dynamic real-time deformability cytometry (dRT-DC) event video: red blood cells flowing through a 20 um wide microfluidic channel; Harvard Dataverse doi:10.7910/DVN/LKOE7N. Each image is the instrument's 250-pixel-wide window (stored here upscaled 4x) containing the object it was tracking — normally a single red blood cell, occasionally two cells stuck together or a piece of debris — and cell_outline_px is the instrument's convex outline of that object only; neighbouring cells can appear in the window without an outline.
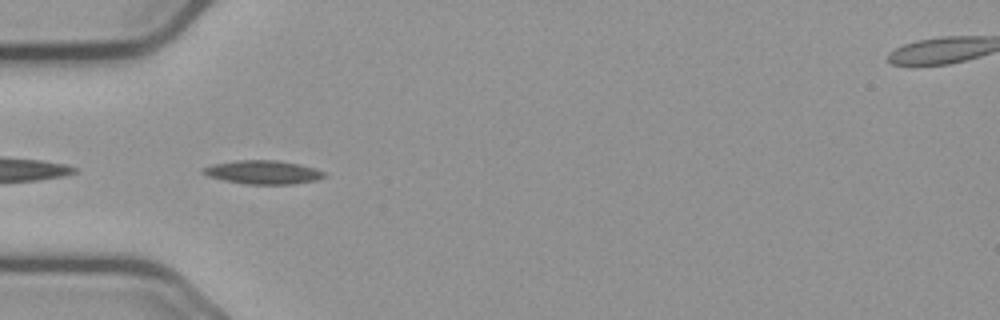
{"species": "common noctule bat (a hibernating species)", "species_latin": "Nyctalus noctula", "temperature_condition": "cold", "stored_images_in_passage": 40, "camera_frame_rate_fps": 3000, "um_per_image_px": 0.085, "animal": {"sex": "male", "body_mass_g": 23.1, "forearm_length_mm": 52.7}, "frame": {"image": 1, "passage_image": 1, "time_ms": 0.0, "image_size_px": [1000, 320], "cell_outline_px": [[328, 176], [316, 180], [292, 184], [244, 184], [224, 180], [208, 176], [200, 172], [200, 168], [212, 164], [236, 160], [276, 160], [300, 164], [316, 168], [324, 172]], "centroid_in_image_um": [22.34, 14.63], "position_along_channel_um": 62.7, "area_um2": 16.88}}
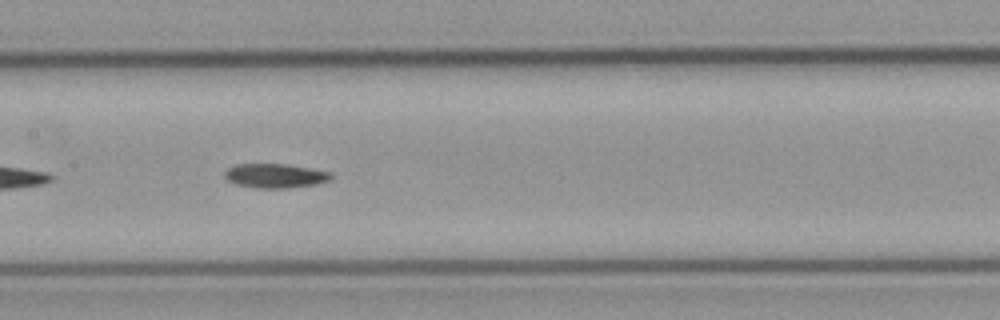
{"frame": {"image": 2, "passage_image": 11, "time_ms": 3.333, "image_size_px": [1000, 320], "cell_outline_px": [[332, 180], [316, 184], [288, 188], [256, 188], [236, 184], [228, 180], [224, 176], [224, 172], [228, 168], [236, 164], [284, 164], [312, 168], [332, 172]], "centroid_in_image_um": [23.42, 14.94], "position_along_channel_um": 184.0, "area_um2": 15.14}}
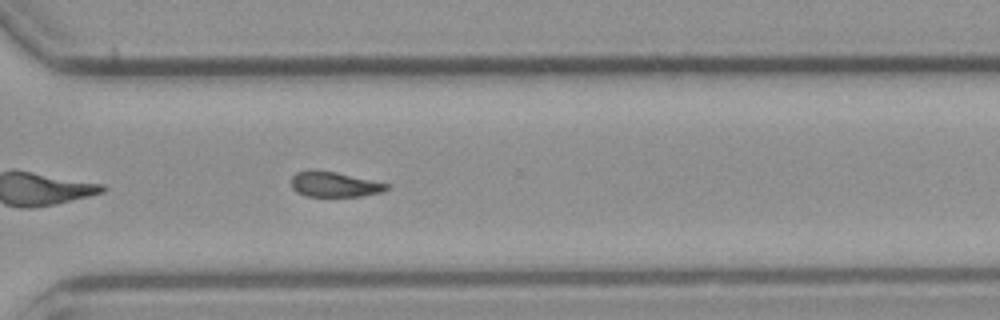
{"frame": {"image": 3, "passage_image": 24, "time_ms": 7.667, "image_size_px": [1000, 320], "cell_outline_px": [[388, 188], [380, 192], [360, 196], [304, 196], [296, 192], [292, 188], [292, 176], [296, 172], [336, 172], [372, 180], [388, 184]], "centroid_in_image_um": [28.41, 15.7], "position_along_channel_um": 342.2, "area_um2": 13.47}, "authors_computed_cell_mechanics": {"area_um2": 14.8546, "velocity_mm_per_s": 3.6671, "shape_relaxation_time_tau1_ms": 5.2797, "shape_relaxation_time_tau2_ms": null, "deformation_change_tau1": 0.1453, "deformation_change_tau2": null}}